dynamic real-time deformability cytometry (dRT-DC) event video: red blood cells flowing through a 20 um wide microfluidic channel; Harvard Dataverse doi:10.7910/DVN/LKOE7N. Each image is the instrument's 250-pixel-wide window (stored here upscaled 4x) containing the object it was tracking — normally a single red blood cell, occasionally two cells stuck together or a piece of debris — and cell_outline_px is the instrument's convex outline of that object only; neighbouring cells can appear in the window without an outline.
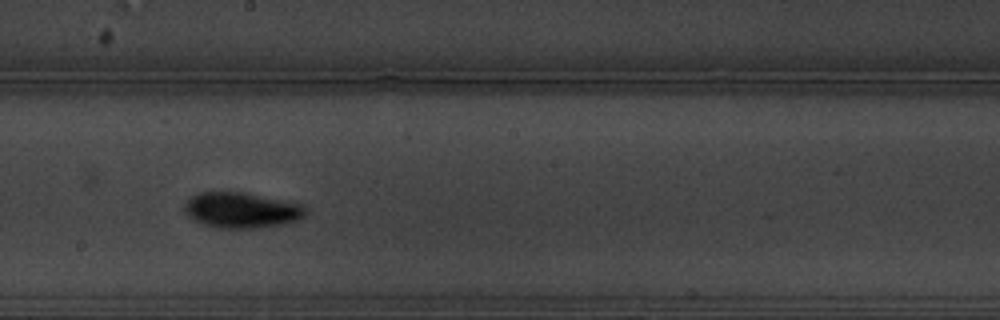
{"species": "common noctule bat (a hibernating species)", "species_latin": "Nyctalus noctula", "temperature_condition": "warm", "stored_images_in_passage": 49, "segment_of_instrument_passage": [1, 2], "camera_frame_rate_fps": 3000, "um_per_image_px": 0.085, "animal": {"sex": "male", "body_mass_g": 19.5, "forearm_length_mm": 54.6}, "frame": {"image": 1, "passage_image": 21, "time_ms": 6.667, "image_size_px": [1000, 320], "cell_outline_px": [[308, 216], [300, 220], [288, 224], [260, 228], [216, 228], [192, 220], [184, 212], [184, 204], [192, 196], [200, 192], [244, 192], [304, 204], [308, 208]], "centroid_in_image_um": [20.61, 17.88], "position_along_channel_um": 227.6, "area_um2": 25.78}}
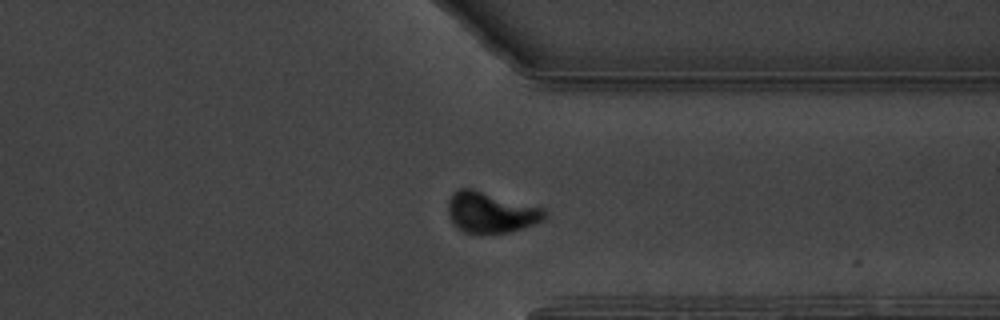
{"frame": {"image": 2, "passage_image": 34, "time_ms": 11.0, "image_size_px": [1000, 320], "cell_outline_px": [[544, 220], [524, 228], [512, 232], [464, 232], [456, 228], [452, 224], [448, 212], [448, 200], [452, 192], [460, 188], [472, 188], [544, 208]], "centroid_in_image_um": [41.68, 18.04], "position_along_channel_um": 369.7, "area_um2": 22.95}}
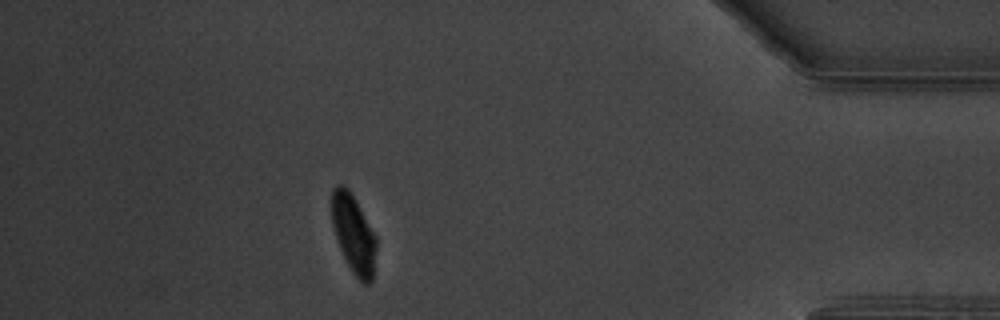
{"frame": {"image": 3, "passage_image": 41, "time_ms": 13.333, "image_size_px": [1000, 320], "cell_outline_px": [[376, 248], [372, 280], [368, 284], [364, 284], [352, 272], [340, 248], [332, 224], [332, 188], [336, 184], [344, 184], [348, 188], [356, 200], [376, 236]], "centroid_in_image_um": [30.05, 19.84], "position_along_channel_um": 405.2, "area_um2": 20.17}}